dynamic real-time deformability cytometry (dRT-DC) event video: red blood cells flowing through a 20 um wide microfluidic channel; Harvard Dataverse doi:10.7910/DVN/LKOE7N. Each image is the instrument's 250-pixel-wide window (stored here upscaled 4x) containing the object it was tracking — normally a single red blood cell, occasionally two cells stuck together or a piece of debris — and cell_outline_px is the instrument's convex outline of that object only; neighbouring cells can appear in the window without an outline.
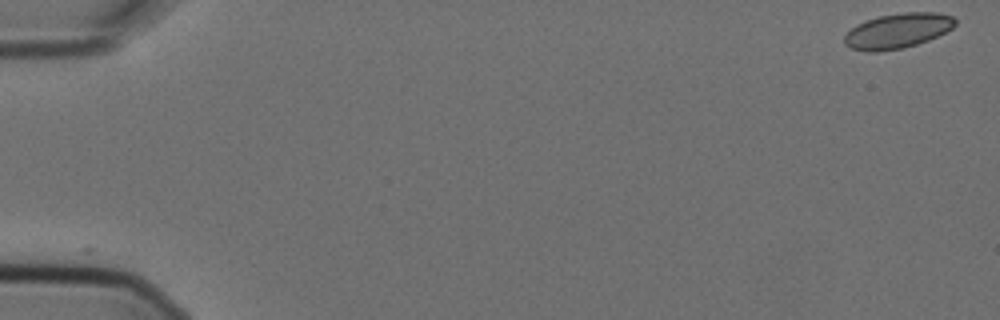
{"species": "Egyptian fruit bat (a non-hibernating species)", "species_latin": "Rousettus aegyptiacus", "temperature_condition": "cold", "stored_images_in_passage": 6, "camera_frame_rate_fps": 3000, "um_per_image_px": 0.085, "animal": {"sex": "female"}, "frame": {"image": 1, "passage_image": 1, "time_ms": 0.0, "image_size_px": [1000, 320], "cell_outline_px": [[956, 24], [952, 28], [928, 40], [916, 44], [900, 48], [876, 52], [868, 52], [852, 48], [844, 44], [844, 36], [856, 24], [864, 20], [880, 16], [904, 12], [936, 12], [952, 16], [956, 20]], "centroid_in_image_um": [76.28, 2.61], "position_along_channel_um": 8.7, "area_um2": 22.43}}
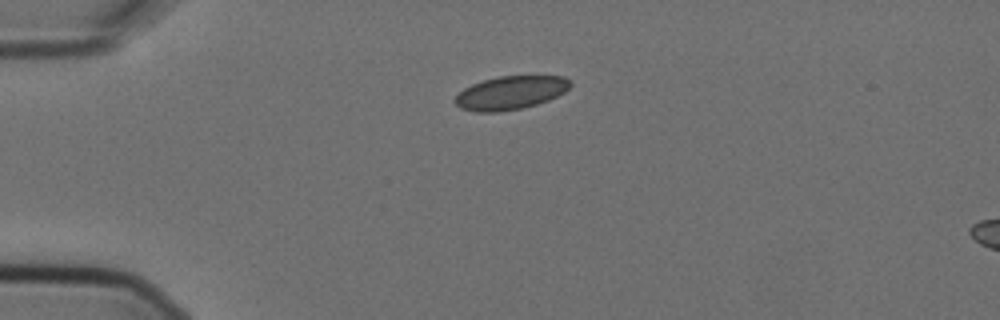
{"frame": {"image": 2, "passage_image": 4, "time_ms": 1.0, "image_size_px": [1000, 320], "cell_outline_px": [[572, 84], [564, 92], [548, 100], [536, 104], [520, 108], [496, 112], [476, 112], [460, 108], [452, 100], [464, 88], [472, 84], [484, 80], [500, 76], [564, 76], [572, 80]], "centroid_in_image_um": [43.39, 7.88], "position_along_channel_um": 41.6, "area_um2": 22.37}}
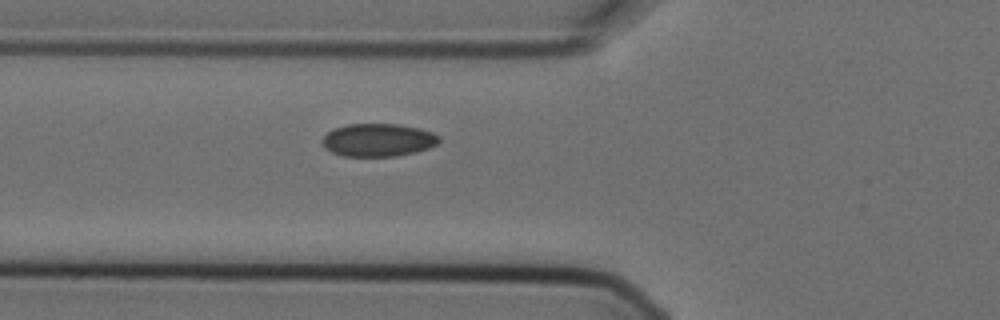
{"frame": {"image": 3, "passage_image": 6, "time_ms": 1.667, "image_size_px": [1000, 320], "cell_outline_px": [[440, 140], [436, 144], [428, 148], [416, 152], [392, 156], [344, 156], [332, 152], [324, 148], [324, 136], [332, 128], [348, 124], [400, 124], [420, 128], [432, 132], [440, 136]], "centroid_in_image_um": [32.15, 11.89], "position_along_channel_um": 93.6, "area_um2": 22.37}}